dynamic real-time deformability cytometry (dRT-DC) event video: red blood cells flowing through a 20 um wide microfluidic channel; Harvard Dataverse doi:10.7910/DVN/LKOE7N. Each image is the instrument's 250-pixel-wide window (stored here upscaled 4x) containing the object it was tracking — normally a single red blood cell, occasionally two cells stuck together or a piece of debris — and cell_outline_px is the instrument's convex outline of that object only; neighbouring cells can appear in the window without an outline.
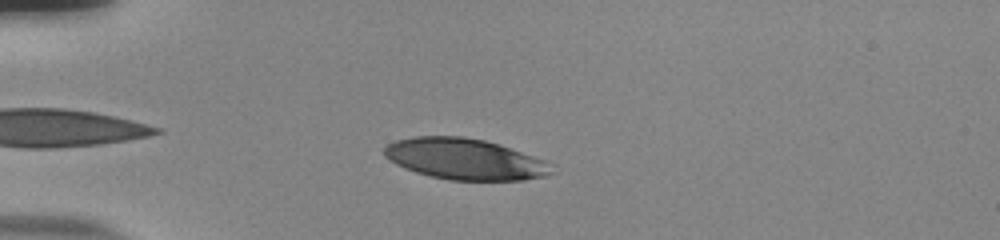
{"species": "human", "species_latin": "Homo sapiens", "temperature_condition": "room temperature", "stored_images_in_passage": 39, "camera_frame_rate_fps": 3000, "um_per_image_px": 0.085, "donor": {"sex": "male"}, "frame": {"image": 1, "passage_image": 4, "time_ms": 1.0, "image_size_px": [1000, 240], "cell_outline_px": [[552, 172], [544, 176], [524, 180], [448, 180], [416, 172], [404, 168], [396, 164], [384, 156], [384, 148], [388, 144], [396, 140], [416, 136], [464, 136], [484, 140], [500, 144], [544, 160], [552, 164]], "centroid_in_image_um": [39.5, 13.52], "position_along_channel_um": 45.5, "area_um2": 39.94}}
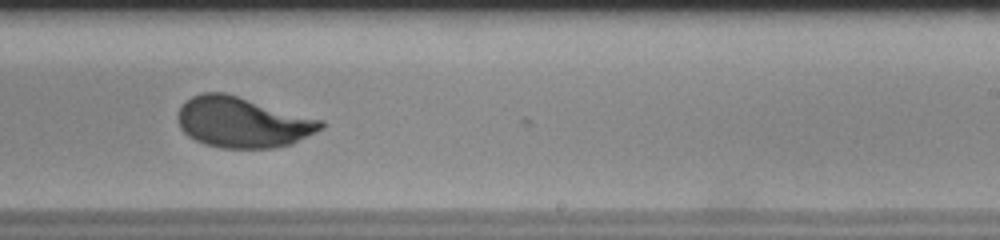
{"frame": {"image": 2, "passage_image": 24, "time_ms": 7.667, "image_size_px": [1000, 240], "cell_outline_px": [[324, 128], [292, 144], [276, 148], [220, 148], [204, 144], [188, 136], [180, 128], [176, 120], [180, 108], [192, 96], [204, 92], [224, 92], [324, 120]], "centroid_in_image_um": [20.63, 10.4], "position_along_channel_um": 268.4, "area_um2": 42.31}}
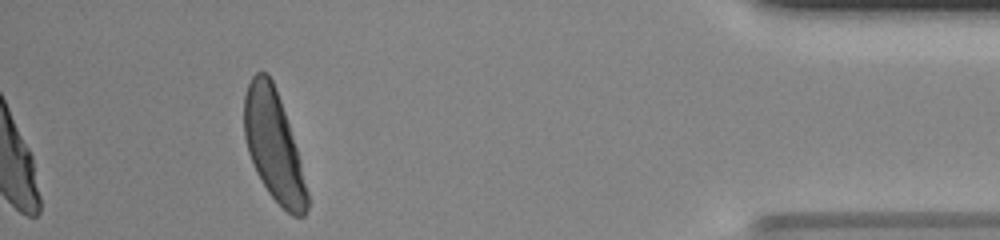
{"frame": {"image": 3, "passage_image": 39, "time_ms": 12.667, "image_size_px": [1000, 240], "cell_outline_px": [[308, 208], [304, 216], [292, 216], [268, 192], [260, 180], [256, 172], [248, 152], [244, 136], [244, 96], [248, 84], [252, 76], [256, 72], [268, 72], [276, 88], [300, 160], [308, 192]], "centroid_in_image_um": [23.24, 12.38], "position_along_channel_um": 412.0, "area_um2": 40.0}, "authors_computed_cell_mechanics": {"area_um2": 42.3096, "velocity_mm_per_s": 3.8226, "shape_relaxation_time_tau1_ms": 2.5376, "shape_relaxation_time_tau2_ms": null, "deformation_change_tau1": 0.1639, "deformation_change_tau2": null}}